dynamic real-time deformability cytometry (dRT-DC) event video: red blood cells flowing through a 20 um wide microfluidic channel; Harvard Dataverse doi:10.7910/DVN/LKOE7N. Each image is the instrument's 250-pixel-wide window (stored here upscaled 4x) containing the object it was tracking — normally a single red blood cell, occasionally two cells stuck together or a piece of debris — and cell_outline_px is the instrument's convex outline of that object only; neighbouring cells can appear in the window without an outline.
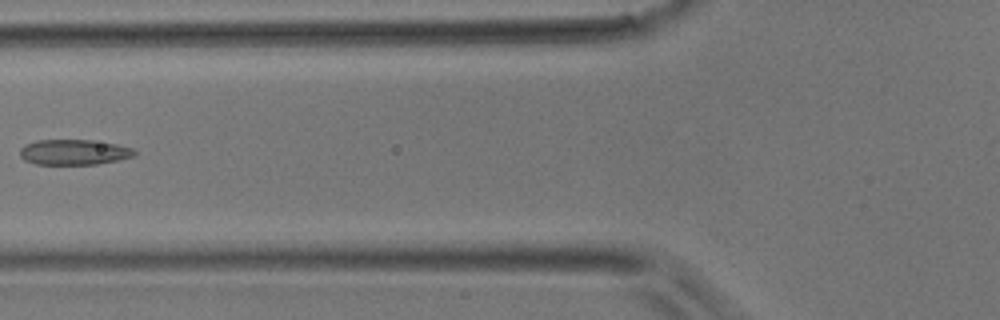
{"species": "common noctule bat (a hibernating species)", "species_latin": "Nyctalus noctula", "temperature_condition": "room temperature", "stored_images_in_passage": 4, "camera_frame_rate_fps": 3000, "um_per_image_px": 0.085, "animal": {"sex": "male", "body_mass_g": 17.9}, "frame": {"image": 1, "passage_image": 4, "time_ms": 1.0, "image_size_px": [1000, 320], "cell_outline_px": [[136, 156], [96, 164], [36, 164], [24, 160], [20, 156], [20, 148], [24, 144], [36, 140], [92, 140], [116, 144], [132, 148], [136, 152]], "centroid_in_image_um": [6.26, 12.93], "position_along_channel_um": 119.5, "area_um2": 16.94}}